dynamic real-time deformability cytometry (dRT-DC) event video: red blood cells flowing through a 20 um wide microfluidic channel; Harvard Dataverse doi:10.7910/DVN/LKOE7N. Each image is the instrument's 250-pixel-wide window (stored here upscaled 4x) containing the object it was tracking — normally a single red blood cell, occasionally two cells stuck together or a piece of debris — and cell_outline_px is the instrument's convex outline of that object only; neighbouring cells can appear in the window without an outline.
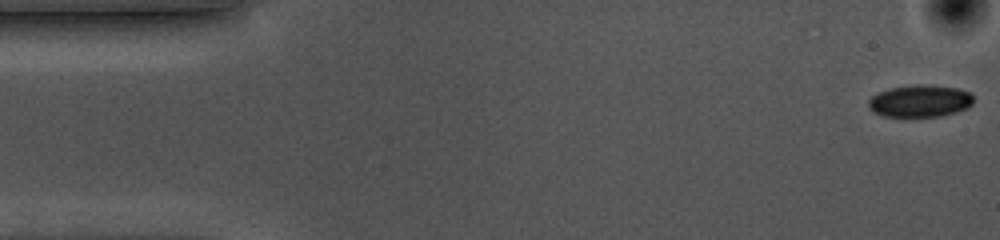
{"species": "common noctule bat (a hibernating species)", "species_latin": "Nyctalus noctula", "temperature_condition": "cold", "stored_images_in_passage": 55, "camera_frame_rate_fps": 3000, "um_per_image_px": 0.085, "animal": {"sex": "female", "body_mass_g": 10.0, "forearm_length_mm": 53.1}, "frame": {"image": 1, "passage_image": 1, "time_ms": 0.0, "image_size_px": [1000, 240], "cell_outline_px": [[972, 100], [968, 104], [944, 112], [908, 116], [904, 116], [884, 112], [876, 108], [872, 104], [872, 100], [888, 92], [904, 88], [940, 88], [964, 92]], "centroid_in_image_um": [78.24, 8.6], "position_along_channel_um": 6.8, "area_um2": 15.03}}
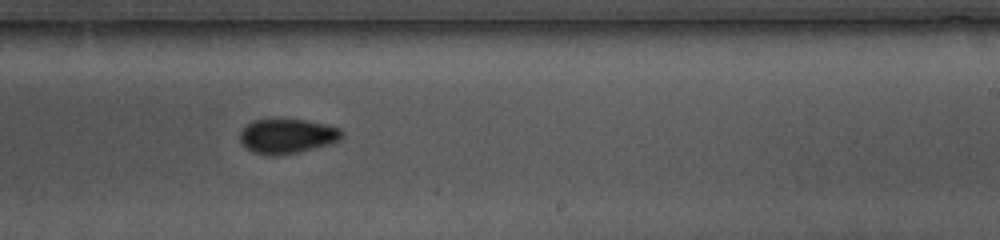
{"frame": {"image": 2, "passage_image": 32, "time_ms": 10.333, "image_size_px": [1000, 240], "cell_outline_px": [[336, 136], [324, 140], [292, 148], [256, 148], [248, 144], [244, 140], [244, 132], [248, 128], [256, 124], [308, 124], [328, 128], [336, 132]], "centroid_in_image_um": [24.28, 11.5], "position_along_channel_um": 264.7, "area_um2": 12.95}}
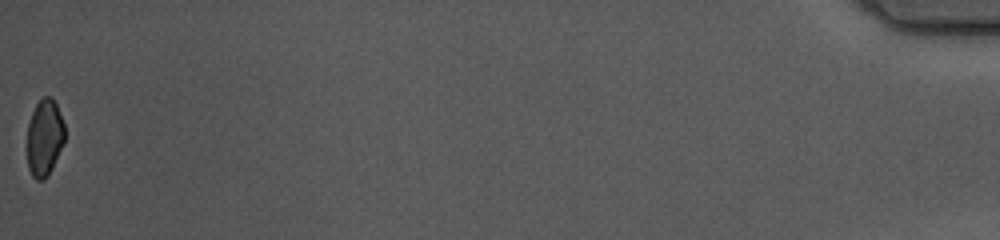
{"frame": {"image": 3, "passage_image": 55, "time_ms": 18.0, "image_size_px": [1000, 240], "cell_outline_px": [[64, 140], [48, 172], [44, 176], [36, 176], [32, 172], [28, 160], [28, 128], [32, 116], [40, 100], [52, 100], [60, 116], [64, 128]], "centroid_in_image_um": [3.78, 11.68], "position_along_channel_um": 431.4, "area_um2": 14.85}}